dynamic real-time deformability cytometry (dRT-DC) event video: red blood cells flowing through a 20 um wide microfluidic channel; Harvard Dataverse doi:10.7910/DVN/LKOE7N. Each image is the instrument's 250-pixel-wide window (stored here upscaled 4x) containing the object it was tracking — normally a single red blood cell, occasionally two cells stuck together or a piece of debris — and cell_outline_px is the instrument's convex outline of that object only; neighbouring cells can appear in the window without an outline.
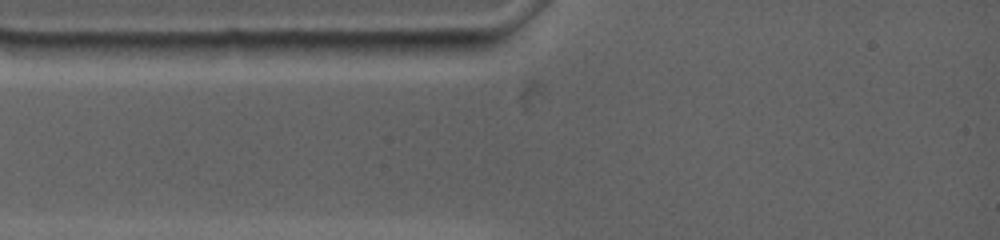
{"species": "common noctule bat (a hibernating species)", "species_latin": "Nyctalus noctula", "temperature_condition": "warm", "stored_images_in_passage": 2, "camera_frame_rate_fps": 4500, "um_per_image_px": 0.085, "animal": {"sex": "female", "body_mass_g": 19.0, "forearm_length_mm": 53.3}, "frame": {"image": 1, "passage_image": 1, "time_ms": 0.0, "image_size_px": [1000, 240], "cell_outline_px": [[496, 44], [484, 56], [408, 56], [348, 52], [340, 44], [340, 40], [492, 40]], "centroid_in_image_um": [35.71, 4.03], "position_along_channel_um": 49.3, "area_um2": 16.13}}